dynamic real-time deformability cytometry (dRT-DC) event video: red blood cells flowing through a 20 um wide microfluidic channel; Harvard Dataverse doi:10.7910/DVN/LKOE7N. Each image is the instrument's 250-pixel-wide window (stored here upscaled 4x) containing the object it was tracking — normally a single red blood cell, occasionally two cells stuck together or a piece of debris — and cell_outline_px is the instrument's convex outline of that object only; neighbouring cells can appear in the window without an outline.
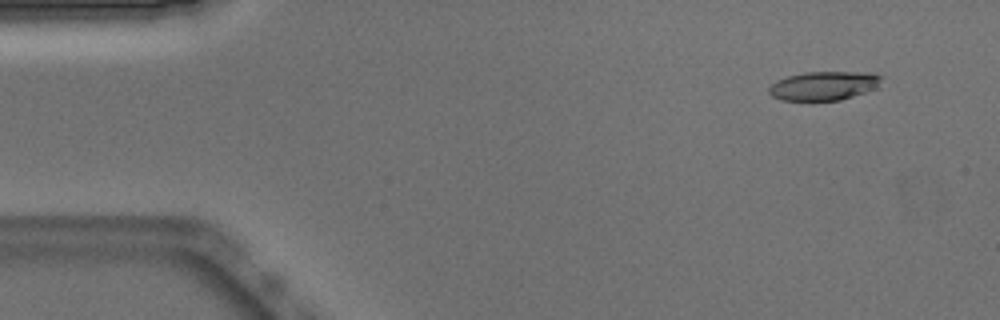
{"species": "Egyptian fruit bat (a non-hibernating species)", "species_latin": "Rousettus aegyptiacus", "temperature_condition": "warm", "stored_images_in_passage": 51, "camera_frame_rate_fps": 3000, "um_per_image_px": 0.085, "animal": {"sex": "male"}, "frame": {"image": 1, "passage_image": 4, "time_ms": 1.0, "image_size_px": [1000, 320], "cell_outline_px": [[880, 88], [840, 100], [780, 100], [772, 96], [768, 92], [768, 88], [776, 80], [788, 76], [804, 72], [872, 72], [880, 76]], "centroid_in_image_um": [70.04, 7.29], "position_along_channel_um": 15.0, "area_um2": 19.07}}
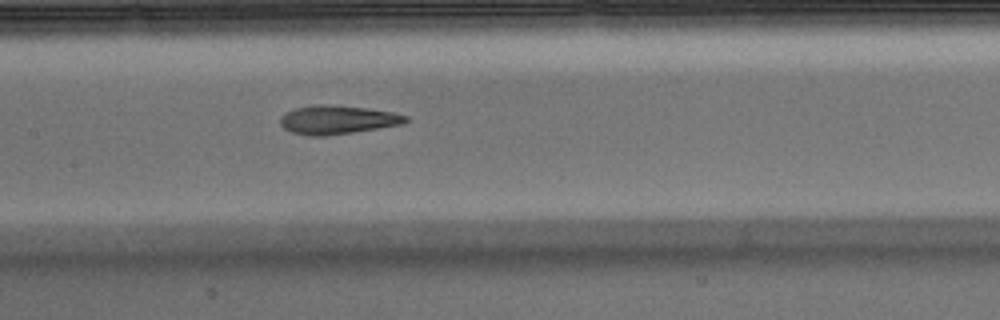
{"frame": {"image": 2, "passage_image": 24, "time_ms": 7.667, "image_size_px": [1000, 320], "cell_outline_px": [[408, 120], [404, 124], [328, 136], [308, 136], [292, 132], [284, 128], [280, 124], [280, 116], [284, 112], [292, 108], [316, 104], [328, 104], [368, 108], [392, 112], [408, 116]], "centroid_in_image_um": [28.65, 10.17], "position_along_channel_um": 178.8, "area_um2": 21.27}}
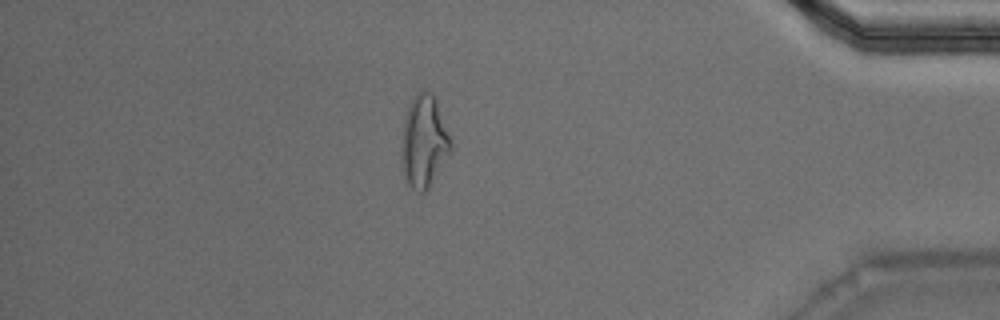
{"frame": {"image": 3, "passage_image": 44, "time_ms": 14.333, "image_size_px": [1000, 320], "cell_outline_px": [[452, 148], [428, 188], [424, 192], [420, 192], [412, 188], [408, 184], [404, 176], [400, 160], [400, 148], [404, 116], [408, 104], [412, 96], [424, 88], [432, 92], [436, 100], [452, 144]], "centroid_in_image_um": [35.98, 11.98], "position_along_channel_um": 399.2, "area_um2": 26.65}, "authors_computed_cell_mechanics": {"area_um2": 21.0392, "velocity_mm_per_s": 3.9066, "shape_relaxation_time_tau1_ms": null, "shape_relaxation_time_tau2_ms": 2.7511, "deformation_change_tau1": null, "deformation_change_tau2": 0.1292}}